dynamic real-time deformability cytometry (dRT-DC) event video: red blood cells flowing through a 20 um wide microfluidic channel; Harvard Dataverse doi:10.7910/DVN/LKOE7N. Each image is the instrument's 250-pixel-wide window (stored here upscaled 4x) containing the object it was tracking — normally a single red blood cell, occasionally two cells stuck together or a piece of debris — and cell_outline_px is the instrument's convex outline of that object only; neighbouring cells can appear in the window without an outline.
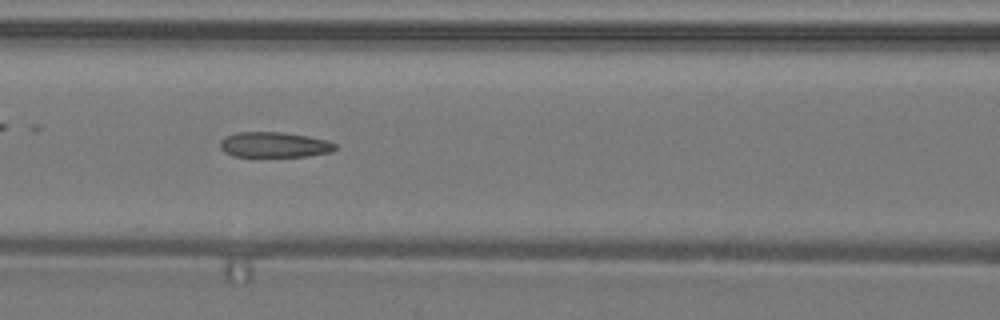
{"species": "common noctule bat (a hibernating species)", "species_latin": "Nyctalus noctula", "temperature_condition": "warm", "stored_images_in_passage": 48, "camera_frame_rate_fps": 3000, "um_per_image_px": 0.085, "animal": {"sex": "male", "body_mass_g": 19.2, "forearm_length_mm": 51.8}, "frame": {"image": 1, "passage_image": 21, "time_ms": 6.667, "image_size_px": [1000, 320], "cell_outline_px": [[336, 148], [332, 152], [308, 156], [232, 156], [224, 152], [220, 148], [220, 140], [224, 136], [236, 132], [280, 132], [308, 136], [328, 140], [336, 144]], "centroid_in_image_um": [23.3, 12.3], "position_along_channel_um": 143.3, "area_um2": 17.11}, "authors_computed_cell_mechanics": {"area_um2": 18.0336, "velocity_mm_per_s": 4.2798, "shape_relaxation_time_tau1_ms": null, "shape_relaxation_time_tau2_ms": 3.8147, "deformation_change_tau1": null, "deformation_change_tau2": 0.1371}}